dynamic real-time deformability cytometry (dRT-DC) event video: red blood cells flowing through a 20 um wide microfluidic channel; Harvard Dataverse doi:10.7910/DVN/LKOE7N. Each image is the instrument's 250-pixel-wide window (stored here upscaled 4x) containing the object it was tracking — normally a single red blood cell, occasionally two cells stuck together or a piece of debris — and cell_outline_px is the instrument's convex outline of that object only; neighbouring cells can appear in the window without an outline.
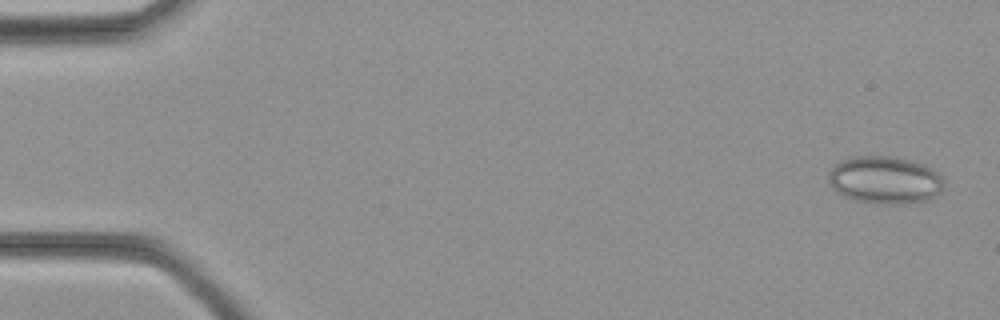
{"species": "common noctule bat (a hibernating species)", "species_latin": "Nyctalus noctula", "temperature_condition": "cold", "stored_images_in_passage": 36, "camera_frame_rate_fps": 3000, "um_per_image_px": 0.085, "animal": {"sex": "female", "body_mass_g": 21.9}, "frame": {"image": 1, "passage_image": 1, "time_ms": 0.0, "image_size_px": [1000, 320], "cell_outline_px": [[944, 188], [940, 192], [928, 200], [904, 204], [872, 204], [852, 200], [836, 192], [828, 184], [828, 172], [832, 164], [840, 160], [852, 156], [896, 156], [912, 160], [924, 164], [932, 168], [944, 180]], "centroid_in_image_um": [75.17, 15.3], "position_along_channel_um": 9.8, "area_um2": 32.89}}
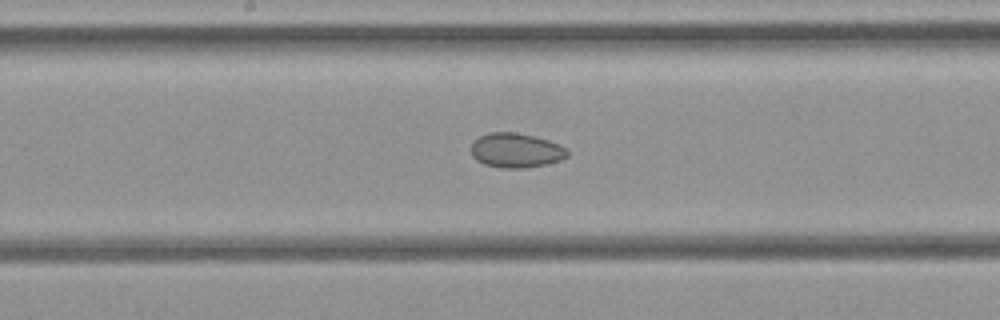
{"frame": {"image": 2, "passage_image": 18, "time_ms": 5.667, "image_size_px": [1000, 320], "cell_outline_px": [[568, 156], [560, 160], [544, 164], [524, 168], [504, 168], [484, 164], [476, 160], [472, 156], [472, 144], [480, 136], [488, 132], [512, 132], [532, 136], [548, 140], [568, 148]], "centroid_in_image_um": [43.86, 12.78], "position_along_channel_um": 204.3, "area_um2": 19.19}}
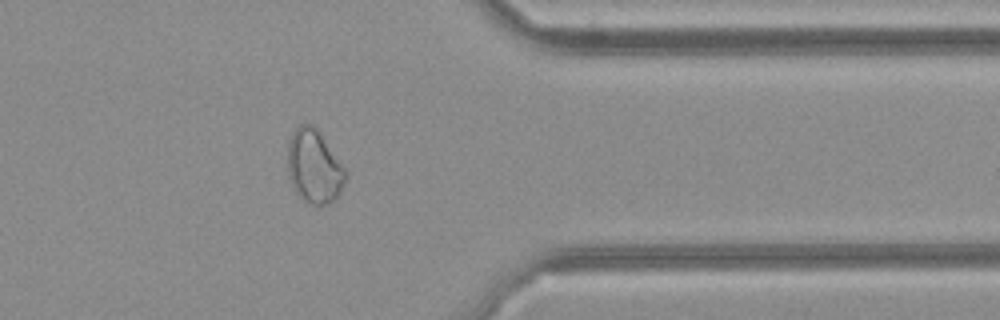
{"frame": {"image": 3, "passage_image": 28, "time_ms": 9.0, "image_size_px": [1000, 320], "cell_outline_px": [[344, 180], [340, 192], [328, 204], [312, 204], [304, 200], [296, 192], [288, 176], [288, 140], [292, 132], [300, 124], [312, 124], [320, 132], [344, 168]], "centroid_in_image_um": [26.66, 14.12], "position_along_channel_um": 384.7, "area_um2": 24.28}}